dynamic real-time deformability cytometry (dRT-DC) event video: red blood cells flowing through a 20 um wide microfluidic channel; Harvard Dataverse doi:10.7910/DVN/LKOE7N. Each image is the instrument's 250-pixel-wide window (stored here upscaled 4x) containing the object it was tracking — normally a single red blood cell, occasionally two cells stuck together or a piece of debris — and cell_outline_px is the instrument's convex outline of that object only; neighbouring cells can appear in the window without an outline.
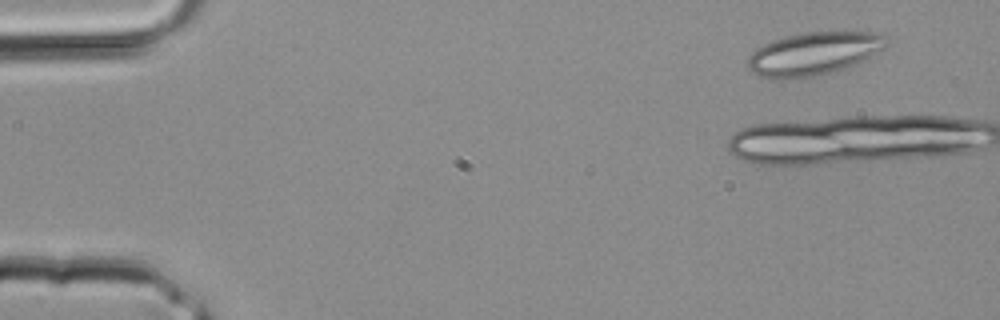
{"species": "common noctule bat (a hibernating species)", "species_latin": "Nyctalus noctula", "temperature_condition": "room temperature", "stored_images_in_passage": 4, "camera_frame_rate_fps": 3000, "um_per_image_px": 0.085, "animal": {"sex": "male", "body_mass_g": 20.4}, "frame": {"image": 1, "passage_image": 1, "time_ms": 0.0, "image_size_px": [1000, 320], "cell_outline_px": [[888, 44], [884, 48], [868, 60], [844, 68], [812, 76], [780, 80], [756, 76], [748, 68], [748, 56], [756, 48], [764, 44], [788, 36], [804, 32], [880, 32], [884, 36]], "centroid_in_image_um": [69.17, 4.57], "position_along_channel_um": 15.8, "area_um2": 34.8}}